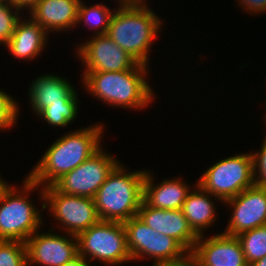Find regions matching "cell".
Returning a JSON list of instances; mask_svg holds the SVG:
<instances>
[{
    "label": "cell",
    "instance_id": "22",
    "mask_svg": "<svg viewBox=\"0 0 266 266\" xmlns=\"http://www.w3.org/2000/svg\"><path fill=\"white\" fill-rule=\"evenodd\" d=\"M78 93H76L66 104H51L43 108L37 116L47 122L49 126L64 128L68 127L78 117Z\"/></svg>",
    "mask_w": 266,
    "mask_h": 266
},
{
    "label": "cell",
    "instance_id": "14",
    "mask_svg": "<svg viewBox=\"0 0 266 266\" xmlns=\"http://www.w3.org/2000/svg\"><path fill=\"white\" fill-rule=\"evenodd\" d=\"M192 253L202 266H248L239 239L222 232L199 236Z\"/></svg>",
    "mask_w": 266,
    "mask_h": 266
},
{
    "label": "cell",
    "instance_id": "26",
    "mask_svg": "<svg viewBox=\"0 0 266 266\" xmlns=\"http://www.w3.org/2000/svg\"><path fill=\"white\" fill-rule=\"evenodd\" d=\"M21 11L12 3H0V44L5 47L12 37Z\"/></svg>",
    "mask_w": 266,
    "mask_h": 266
},
{
    "label": "cell",
    "instance_id": "19",
    "mask_svg": "<svg viewBox=\"0 0 266 266\" xmlns=\"http://www.w3.org/2000/svg\"><path fill=\"white\" fill-rule=\"evenodd\" d=\"M194 184V188L189 192L183 203L182 211L189 226L199 237L204 235L205 230L216 222L217 208L214 203L215 199L222 203L223 201L208 193L197 182Z\"/></svg>",
    "mask_w": 266,
    "mask_h": 266
},
{
    "label": "cell",
    "instance_id": "11",
    "mask_svg": "<svg viewBox=\"0 0 266 266\" xmlns=\"http://www.w3.org/2000/svg\"><path fill=\"white\" fill-rule=\"evenodd\" d=\"M83 71L121 72L132 69L138 62L120 48L107 34L91 35L76 46Z\"/></svg>",
    "mask_w": 266,
    "mask_h": 266
},
{
    "label": "cell",
    "instance_id": "35",
    "mask_svg": "<svg viewBox=\"0 0 266 266\" xmlns=\"http://www.w3.org/2000/svg\"><path fill=\"white\" fill-rule=\"evenodd\" d=\"M121 2H145L146 0H118Z\"/></svg>",
    "mask_w": 266,
    "mask_h": 266
},
{
    "label": "cell",
    "instance_id": "10",
    "mask_svg": "<svg viewBox=\"0 0 266 266\" xmlns=\"http://www.w3.org/2000/svg\"><path fill=\"white\" fill-rule=\"evenodd\" d=\"M54 230L40 233L39 229L26 240L27 266H65L78 256L77 236L58 235Z\"/></svg>",
    "mask_w": 266,
    "mask_h": 266
},
{
    "label": "cell",
    "instance_id": "3",
    "mask_svg": "<svg viewBox=\"0 0 266 266\" xmlns=\"http://www.w3.org/2000/svg\"><path fill=\"white\" fill-rule=\"evenodd\" d=\"M116 1L119 5L111 17L107 35L138 63L149 65L152 43L161 33L164 21L148 7L147 1Z\"/></svg>",
    "mask_w": 266,
    "mask_h": 266
},
{
    "label": "cell",
    "instance_id": "7",
    "mask_svg": "<svg viewBox=\"0 0 266 266\" xmlns=\"http://www.w3.org/2000/svg\"><path fill=\"white\" fill-rule=\"evenodd\" d=\"M208 193L223 202L254 185L251 153H240L214 163L197 180Z\"/></svg>",
    "mask_w": 266,
    "mask_h": 266
},
{
    "label": "cell",
    "instance_id": "2",
    "mask_svg": "<svg viewBox=\"0 0 266 266\" xmlns=\"http://www.w3.org/2000/svg\"><path fill=\"white\" fill-rule=\"evenodd\" d=\"M149 65L137 63L121 72L82 71V85L87 93L109 106L135 110L146 109L155 99L146 80Z\"/></svg>",
    "mask_w": 266,
    "mask_h": 266
},
{
    "label": "cell",
    "instance_id": "30",
    "mask_svg": "<svg viewBox=\"0 0 266 266\" xmlns=\"http://www.w3.org/2000/svg\"><path fill=\"white\" fill-rule=\"evenodd\" d=\"M151 266H198V259L192 252H187L179 259L160 262Z\"/></svg>",
    "mask_w": 266,
    "mask_h": 266
},
{
    "label": "cell",
    "instance_id": "16",
    "mask_svg": "<svg viewBox=\"0 0 266 266\" xmlns=\"http://www.w3.org/2000/svg\"><path fill=\"white\" fill-rule=\"evenodd\" d=\"M153 174L146 170L143 183V200L151 207L166 210L182 209L192 187L180 178H169L155 184ZM182 179V180H181Z\"/></svg>",
    "mask_w": 266,
    "mask_h": 266
},
{
    "label": "cell",
    "instance_id": "28",
    "mask_svg": "<svg viewBox=\"0 0 266 266\" xmlns=\"http://www.w3.org/2000/svg\"><path fill=\"white\" fill-rule=\"evenodd\" d=\"M261 149L252 153L254 186L266 187V137Z\"/></svg>",
    "mask_w": 266,
    "mask_h": 266
},
{
    "label": "cell",
    "instance_id": "36",
    "mask_svg": "<svg viewBox=\"0 0 266 266\" xmlns=\"http://www.w3.org/2000/svg\"><path fill=\"white\" fill-rule=\"evenodd\" d=\"M0 3H11V0H0Z\"/></svg>",
    "mask_w": 266,
    "mask_h": 266
},
{
    "label": "cell",
    "instance_id": "5",
    "mask_svg": "<svg viewBox=\"0 0 266 266\" xmlns=\"http://www.w3.org/2000/svg\"><path fill=\"white\" fill-rule=\"evenodd\" d=\"M22 184L20 189L11 184L0 199V240L25 243L44 224L41 211L29 199L30 192L43 187L28 176Z\"/></svg>",
    "mask_w": 266,
    "mask_h": 266
},
{
    "label": "cell",
    "instance_id": "32",
    "mask_svg": "<svg viewBox=\"0 0 266 266\" xmlns=\"http://www.w3.org/2000/svg\"><path fill=\"white\" fill-rule=\"evenodd\" d=\"M65 266H90V264L82 256L78 255L72 261L68 262Z\"/></svg>",
    "mask_w": 266,
    "mask_h": 266
},
{
    "label": "cell",
    "instance_id": "29",
    "mask_svg": "<svg viewBox=\"0 0 266 266\" xmlns=\"http://www.w3.org/2000/svg\"><path fill=\"white\" fill-rule=\"evenodd\" d=\"M238 1V6H242V10H246L248 14L255 15L256 13L261 15V13L264 15L266 13V0H236ZM244 8V9H243ZM264 12V13H263Z\"/></svg>",
    "mask_w": 266,
    "mask_h": 266
},
{
    "label": "cell",
    "instance_id": "18",
    "mask_svg": "<svg viewBox=\"0 0 266 266\" xmlns=\"http://www.w3.org/2000/svg\"><path fill=\"white\" fill-rule=\"evenodd\" d=\"M63 77L44 74L31 83L28 94L29 104L34 114L51 104H66L77 92L76 88Z\"/></svg>",
    "mask_w": 266,
    "mask_h": 266
},
{
    "label": "cell",
    "instance_id": "6",
    "mask_svg": "<svg viewBox=\"0 0 266 266\" xmlns=\"http://www.w3.org/2000/svg\"><path fill=\"white\" fill-rule=\"evenodd\" d=\"M77 240L78 255L88 263L96 260L104 265L118 266L132 262L123 222L100 220L81 232Z\"/></svg>",
    "mask_w": 266,
    "mask_h": 266
},
{
    "label": "cell",
    "instance_id": "34",
    "mask_svg": "<svg viewBox=\"0 0 266 266\" xmlns=\"http://www.w3.org/2000/svg\"><path fill=\"white\" fill-rule=\"evenodd\" d=\"M249 266H266V256L261 258L260 260L255 261L254 263L250 264Z\"/></svg>",
    "mask_w": 266,
    "mask_h": 266
},
{
    "label": "cell",
    "instance_id": "20",
    "mask_svg": "<svg viewBox=\"0 0 266 266\" xmlns=\"http://www.w3.org/2000/svg\"><path fill=\"white\" fill-rule=\"evenodd\" d=\"M123 226L132 261L142 260L144 257L151 260L152 229L138 216L123 222Z\"/></svg>",
    "mask_w": 266,
    "mask_h": 266
},
{
    "label": "cell",
    "instance_id": "31",
    "mask_svg": "<svg viewBox=\"0 0 266 266\" xmlns=\"http://www.w3.org/2000/svg\"><path fill=\"white\" fill-rule=\"evenodd\" d=\"M39 0H11V3L20 11L23 9L29 13L37 4Z\"/></svg>",
    "mask_w": 266,
    "mask_h": 266
},
{
    "label": "cell",
    "instance_id": "23",
    "mask_svg": "<svg viewBox=\"0 0 266 266\" xmlns=\"http://www.w3.org/2000/svg\"><path fill=\"white\" fill-rule=\"evenodd\" d=\"M188 251L174 238L158 233L152 229L151 260L157 264L176 260L183 257Z\"/></svg>",
    "mask_w": 266,
    "mask_h": 266
},
{
    "label": "cell",
    "instance_id": "13",
    "mask_svg": "<svg viewBox=\"0 0 266 266\" xmlns=\"http://www.w3.org/2000/svg\"><path fill=\"white\" fill-rule=\"evenodd\" d=\"M137 216L154 231L174 238L188 252H192L198 236L189 226L182 209H158L149 206L143 200Z\"/></svg>",
    "mask_w": 266,
    "mask_h": 266
},
{
    "label": "cell",
    "instance_id": "4",
    "mask_svg": "<svg viewBox=\"0 0 266 266\" xmlns=\"http://www.w3.org/2000/svg\"><path fill=\"white\" fill-rule=\"evenodd\" d=\"M125 168L119 162L94 197L101 221L125 222L138 214L146 170L128 171Z\"/></svg>",
    "mask_w": 266,
    "mask_h": 266
},
{
    "label": "cell",
    "instance_id": "24",
    "mask_svg": "<svg viewBox=\"0 0 266 266\" xmlns=\"http://www.w3.org/2000/svg\"><path fill=\"white\" fill-rule=\"evenodd\" d=\"M236 237L241 242L248 266L266 256V225L242 232Z\"/></svg>",
    "mask_w": 266,
    "mask_h": 266
},
{
    "label": "cell",
    "instance_id": "1",
    "mask_svg": "<svg viewBox=\"0 0 266 266\" xmlns=\"http://www.w3.org/2000/svg\"><path fill=\"white\" fill-rule=\"evenodd\" d=\"M104 128V124L99 122L66 134L64 132L47 148L27 176L43 188L52 186L102 147Z\"/></svg>",
    "mask_w": 266,
    "mask_h": 266
},
{
    "label": "cell",
    "instance_id": "27",
    "mask_svg": "<svg viewBox=\"0 0 266 266\" xmlns=\"http://www.w3.org/2000/svg\"><path fill=\"white\" fill-rule=\"evenodd\" d=\"M9 93L0 89V130L11 129L19 116L18 102Z\"/></svg>",
    "mask_w": 266,
    "mask_h": 266
},
{
    "label": "cell",
    "instance_id": "33",
    "mask_svg": "<svg viewBox=\"0 0 266 266\" xmlns=\"http://www.w3.org/2000/svg\"><path fill=\"white\" fill-rule=\"evenodd\" d=\"M10 186L8 182H6L2 177L0 176V199L5 192V190Z\"/></svg>",
    "mask_w": 266,
    "mask_h": 266
},
{
    "label": "cell",
    "instance_id": "15",
    "mask_svg": "<svg viewBox=\"0 0 266 266\" xmlns=\"http://www.w3.org/2000/svg\"><path fill=\"white\" fill-rule=\"evenodd\" d=\"M81 0H39L30 17L49 34L75 28Z\"/></svg>",
    "mask_w": 266,
    "mask_h": 266
},
{
    "label": "cell",
    "instance_id": "25",
    "mask_svg": "<svg viewBox=\"0 0 266 266\" xmlns=\"http://www.w3.org/2000/svg\"><path fill=\"white\" fill-rule=\"evenodd\" d=\"M0 266H27L26 244L16 240H0Z\"/></svg>",
    "mask_w": 266,
    "mask_h": 266
},
{
    "label": "cell",
    "instance_id": "8",
    "mask_svg": "<svg viewBox=\"0 0 266 266\" xmlns=\"http://www.w3.org/2000/svg\"><path fill=\"white\" fill-rule=\"evenodd\" d=\"M39 193L40 200L44 201L40 210L48 209L49 215L63 227L64 234L78 236L100 221L94 198L64 194L53 185L40 189Z\"/></svg>",
    "mask_w": 266,
    "mask_h": 266
},
{
    "label": "cell",
    "instance_id": "9",
    "mask_svg": "<svg viewBox=\"0 0 266 266\" xmlns=\"http://www.w3.org/2000/svg\"><path fill=\"white\" fill-rule=\"evenodd\" d=\"M101 147L89 159L63 175L53 186L64 194L94 198L108 174L120 162Z\"/></svg>",
    "mask_w": 266,
    "mask_h": 266
},
{
    "label": "cell",
    "instance_id": "12",
    "mask_svg": "<svg viewBox=\"0 0 266 266\" xmlns=\"http://www.w3.org/2000/svg\"><path fill=\"white\" fill-rule=\"evenodd\" d=\"M231 207L229 222L223 234L237 236L266 225V187L252 186L223 202Z\"/></svg>",
    "mask_w": 266,
    "mask_h": 266
},
{
    "label": "cell",
    "instance_id": "17",
    "mask_svg": "<svg viewBox=\"0 0 266 266\" xmlns=\"http://www.w3.org/2000/svg\"><path fill=\"white\" fill-rule=\"evenodd\" d=\"M49 33L30 16L29 19L21 18L15 27V31L5 45L9 53L19 60L27 62L35 59L43 53L48 44Z\"/></svg>",
    "mask_w": 266,
    "mask_h": 266
},
{
    "label": "cell",
    "instance_id": "21",
    "mask_svg": "<svg viewBox=\"0 0 266 266\" xmlns=\"http://www.w3.org/2000/svg\"><path fill=\"white\" fill-rule=\"evenodd\" d=\"M113 9H110V6L107 7V5L102 3L87 6L81 0L78 8L76 26L78 27L82 22L87 25L88 29H93V32L95 30L93 35L107 34L111 17L116 8Z\"/></svg>",
    "mask_w": 266,
    "mask_h": 266
}]
</instances>
